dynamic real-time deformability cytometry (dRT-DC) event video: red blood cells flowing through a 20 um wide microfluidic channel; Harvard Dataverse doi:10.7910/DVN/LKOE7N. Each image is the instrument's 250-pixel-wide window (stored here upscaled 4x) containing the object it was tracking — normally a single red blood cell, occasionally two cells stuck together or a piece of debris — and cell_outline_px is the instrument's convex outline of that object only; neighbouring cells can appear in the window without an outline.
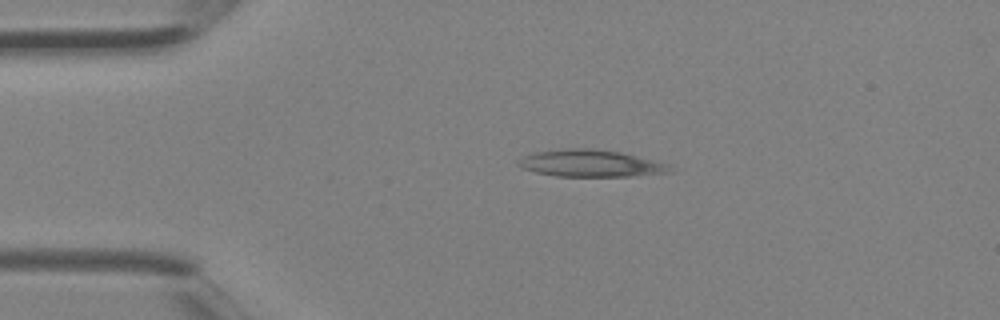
{"species": "Egyptian fruit bat (a non-hibernating species)", "species_latin": "Rousettus aegyptiacus", "temperature_condition": "room temperature", "stored_images_in_passage": 3, "camera_frame_rate_fps": 3000, "um_per_image_px": 0.085, "animal": {"sex": "female"}, "frame": {"image": 1, "passage_image": 1, "time_ms": 0.0, "image_size_px": [1000, 320], "cell_outline_px": [[676, 172], [632, 176], [556, 176], [536, 172], [524, 168], [516, 164], [516, 160], [520, 156], [536, 152], [564, 148], [592, 148], [620, 152], [668, 164]], "centroid_in_image_um": [50.19, 13.88], "position_along_channel_um": 34.8, "area_um2": 23.93}}